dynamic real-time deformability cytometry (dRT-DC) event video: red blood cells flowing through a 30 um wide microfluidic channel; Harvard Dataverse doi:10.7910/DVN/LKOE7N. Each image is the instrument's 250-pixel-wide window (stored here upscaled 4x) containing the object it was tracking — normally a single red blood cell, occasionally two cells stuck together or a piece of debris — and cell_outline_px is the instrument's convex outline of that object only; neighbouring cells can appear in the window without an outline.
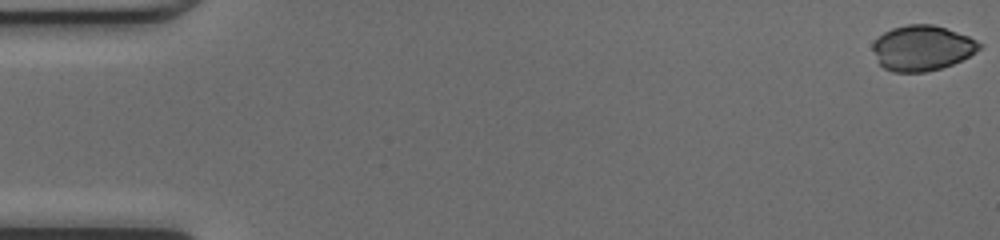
{"species": "common noctule bat (a hibernating species)", "species_latin": "Nyctalus noctula", "temperature_condition": "cold", "stored_images_in_passage": 49, "camera_frame_rate_fps": 3000, "um_per_image_px": 0.085, "animal": {"sex": "female", "body_mass_g": 17.0, "forearm_length_mm": 48.0}, "frame": {"image": 1, "passage_image": 1, "time_ms": 0.0, "image_size_px": [1000, 240], "cell_outline_px": [[984, 44], [980, 48], [968, 56], [952, 64], [940, 68], [924, 72], [892, 72], [884, 68], [880, 64], [872, 48], [872, 44], [884, 32], [892, 28], [908, 24], [932, 24], [968, 36]], "centroid_in_image_um": [78.37, 4.08], "position_along_channel_um": 6.6, "area_um2": 27.8}}
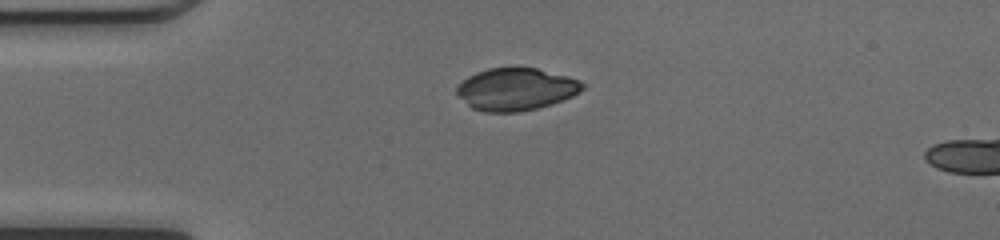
{"frame": {"image": 2, "passage_image": 13, "time_ms": 4.0, "image_size_px": [1000, 240], "cell_outline_px": [[584, 88], [580, 92], [572, 96], [552, 104], [520, 112], [484, 112], [472, 108], [456, 92], [456, 88], [468, 76], [476, 72], [488, 68], [536, 68], [568, 76], [580, 80], [584, 84]], "centroid_in_image_um": [43.88, 7.58], "position_along_channel_um": 41.1, "area_um2": 30.87}}
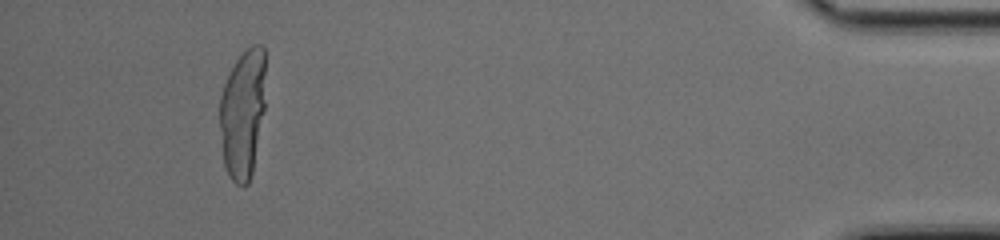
{"frame": {"image": 3, "passage_image": 46, "time_ms": 15.0, "image_size_px": [1000, 240], "cell_outline_px": [[264, 108], [252, 172], [248, 184], [236, 184], [228, 176], [224, 164], [220, 128], [220, 96], [224, 84], [236, 60], [252, 44], [260, 44], [264, 48]], "centroid_in_image_um": [20.62, 9.65], "position_along_channel_um": 414.6, "area_um2": 34.04}}